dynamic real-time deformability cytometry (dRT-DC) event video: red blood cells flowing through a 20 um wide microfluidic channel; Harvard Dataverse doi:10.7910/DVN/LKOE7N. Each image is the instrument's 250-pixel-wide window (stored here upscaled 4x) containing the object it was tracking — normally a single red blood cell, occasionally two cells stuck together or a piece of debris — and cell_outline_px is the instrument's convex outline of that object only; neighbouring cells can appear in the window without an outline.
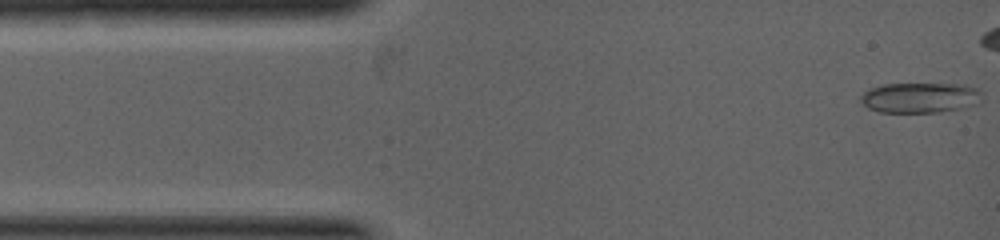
{"species": "common noctule bat (a hibernating species)", "species_latin": "Nyctalus noctula", "temperature_condition": "warm", "stored_images_in_passage": 8, "camera_frame_rate_fps": 5000, "um_per_image_px": 0.085, "animal": {"sex": "female", "body_mass_g": 19.0, "forearm_length_mm": 53.3}, "frame": {"image": 1, "passage_image": 1, "time_ms": 0.0, "image_size_px": [1000, 240], "cell_outline_px": [[980, 92], [976, 104], [960, 108], [936, 112], [880, 112], [868, 108], [860, 100], [860, 96], [868, 88], [884, 84], [964, 84], [976, 88]], "centroid_in_image_um": [78.13, 8.29], "position_along_channel_um": 6.9, "area_um2": 21.15}}